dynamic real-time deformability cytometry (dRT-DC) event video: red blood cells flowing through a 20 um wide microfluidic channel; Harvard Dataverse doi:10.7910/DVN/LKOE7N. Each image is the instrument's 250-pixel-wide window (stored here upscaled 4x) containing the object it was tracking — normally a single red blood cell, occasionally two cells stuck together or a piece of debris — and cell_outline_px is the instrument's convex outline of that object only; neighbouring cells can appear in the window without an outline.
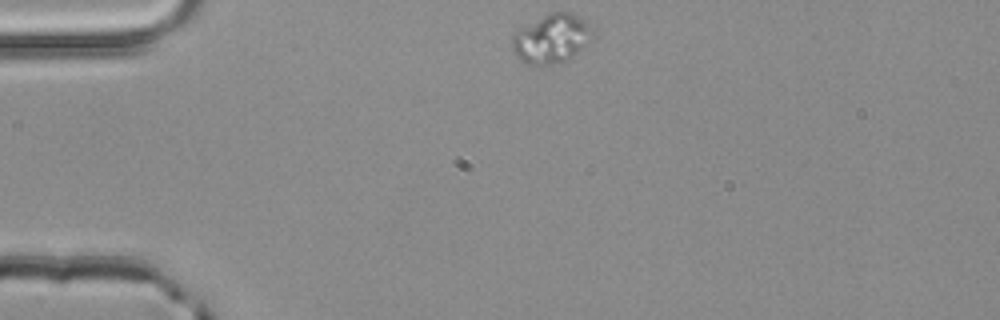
{"species": "common noctule bat (a hibernating species)", "species_latin": "Nyctalus noctula", "temperature_condition": "room temperature", "stored_images_in_passage": 42, "camera_frame_rate_fps": 3000, "um_per_image_px": 0.085, "animal": {"sex": "male", "body_mass_g": 20.4}, "frame": {"image": 1, "passage_image": 1, "time_ms": 0.0, "image_size_px": [1000, 320], "cell_outline_px": [[592, 28], [584, 44], [568, 60], [552, 64], [528, 64], [520, 60], [512, 52], [512, 36], [516, 28], [552, 12], [572, 12], [584, 20]], "centroid_in_image_um": [46.77, 3.27], "position_along_channel_um": 38.2, "area_um2": 22.54}}